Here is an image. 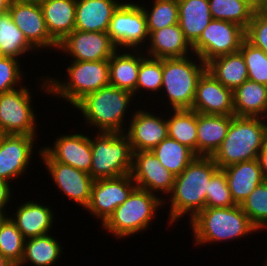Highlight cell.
Here are the masks:
<instances>
[{"label":"cell","mask_w":267,"mask_h":266,"mask_svg":"<svg viewBox=\"0 0 267 266\" xmlns=\"http://www.w3.org/2000/svg\"><path fill=\"white\" fill-rule=\"evenodd\" d=\"M39 153L41 162L51 175V179L57 189L64 194V197L75 204L86 208L91 198V188L94 179L87 172L78 170L70 165L53 160L43 149L36 151Z\"/></svg>","instance_id":"7c38bea8"},{"label":"cell","mask_w":267,"mask_h":266,"mask_svg":"<svg viewBox=\"0 0 267 266\" xmlns=\"http://www.w3.org/2000/svg\"><path fill=\"white\" fill-rule=\"evenodd\" d=\"M133 97V93L109 85L86 95L74 108L89 127L97 129L96 133H124L128 107H135Z\"/></svg>","instance_id":"7a4b0ae2"},{"label":"cell","mask_w":267,"mask_h":266,"mask_svg":"<svg viewBox=\"0 0 267 266\" xmlns=\"http://www.w3.org/2000/svg\"><path fill=\"white\" fill-rule=\"evenodd\" d=\"M13 0H0V15L7 13Z\"/></svg>","instance_id":"7dc6e473"},{"label":"cell","mask_w":267,"mask_h":266,"mask_svg":"<svg viewBox=\"0 0 267 266\" xmlns=\"http://www.w3.org/2000/svg\"><path fill=\"white\" fill-rule=\"evenodd\" d=\"M35 138L37 136L12 134L4 137L0 145L1 180L11 184L15 178L26 174L37 142Z\"/></svg>","instance_id":"ac0fdd59"},{"label":"cell","mask_w":267,"mask_h":266,"mask_svg":"<svg viewBox=\"0 0 267 266\" xmlns=\"http://www.w3.org/2000/svg\"><path fill=\"white\" fill-rule=\"evenodd\" d=\"M192 110L205 115L234 116L233 91L205 70L196 85Z\"/></svg>","instance_id":"d6986e66"},{"label":"cell","mask_w":267,"mask_h":266,"mask_svg":"<svg viewBox=\"0 0 267 266\" xmlns=\"http://www.w3.org/2000/svg\"><path fill=\"white\" fill-rule=\"evenodd\" d=\"M236 205L228 188L226 174L219 169L210 179L206 191L205 208L230 207Z\"/></svg>","instance_id":"60d3db41"},{"label":"cell","mask_w":267,"mask_h":266,"mask_svg":"<svg viewBox=\"0 0 267 266\" xmlns=\"http://www.w3.org/2000/svg\"><path fill=\"white\" fill-rule=\"evenodd\" d=\"M141 5L123 1L114 11L107 33L116 49L143 50L147 46L149 32Z\"/></svg>","instance_id":"9c48e42d"},{"label":"cell","mask_w":267,"mask_h":266,"mask_svg":"<svg viewBox=\"0 0 267 266\" xmlns=\"http://www.w3.org/2000/svg\"><path fill=\"white\" fill-rule=\"evenodd\" d=\"M136 188L131 174L94 180L90 202L85 209L103 225Z\"/></svg>","instance_id":"4fadbf2b"},{"label":"cell","mask_w":267,"mask_h":266,"mask_svg":"<svg viewBox=\"0 0 267 266\" xmlns=\"http://www.w3.org/2000/svg\"><path fill=\"white\" fill-rule=\"evenodd\" d=\"M168 136L180 144L186 145L197 155V112L192 109L167 110Z\"/></svg>","instance_id":"1f68e13d"},{"label":"cell","mask_w":267,"mask_h":266,"mask_svg":"<svg viewBox=\"0 0 267 266\" xmlns=\"http://www.w3.org/2000/svg\"><path fill=\"white\" fill-rule=\"evenodd\" d=\"M130 174L137 188L157 196L161 193L160 198L163 195L169 196L176 177L159 162L151 151L133 152Z\"/></svg>","instance_id":"9a60e30c"},{"label":"cell","mask_w":267,"mask_h":266,"mask_svg":"<svg viewBox=\"0 0 267 266\" xmlns=\"http://www.w3.org/2000/svg\"><path fill=\"white\" fill-rule=\"evenodd\" d=\"M266 138L267 119L232 116L228 133L212 158L219 169L258 159Z\"/></svg>","instance_id":"5b68a950"},{"label":"cell","mask_w":267,"mask_h":266,"mask_svg":"<svg viewBox=\"0 0 267 266\" xmlns=\"http://www.w3.org/2000/svg\"><path fill=\"white\" fill-rule=\"evenodd\" d=\"M7 134L4 132V130L0 127V145L2 143V140Z\"/></svg>","instance_id":"816d5d0a"},{"label":"cell","mask_w":267,"mask_h":266,"mask_svg":"<svg viewBox=\"0 0 267 266\" xmlns=\"http://www.w3.org/2000/svg\"><path fill=\"white\" fill-rule=\"evenodd\" d=\"M37 51L12 21L10 13L0 15V56L21 59L29 51ZM21 57V58H20Z\"/></svg>","instance_id":"836d02e7"},{"label":"cell","mask_w":267,"mask_h":266,"mask_svg":"<svg viewBox=\"0 0 267 266\" xmlns=\"http://www.w3.org/2000/svg\"><path fill=\"white\" fill-rule=\"evenodd\" d=\"M51 38L59 44L75 29L76 0L39 2Z\"/></svg>","instance_id":"d4e9b609"},{"label":"cell","mask_w":267,"mask_h":266,"mask_svg":"<svg viewBox=\"0 0 267 266\" xmlns=\"http://www.w3.org/2000/svg\"><path fill=\"white\" fill-rule=\"evenodd\" d=\"M140 109V110H139ZM136 109L128 118V127L124 132L129 139L133 152L151 151L168 137L166 116L154 114L153 111Z\"/></svg>","instance_id":"e0dca14e"},{"label":"cell","mask_w":267,"mask_h":266,"mask_svg":"<svg viewBox=\"0 0 267 266\" xmlns=\"http://www.w3.org/2000/svg\"><path fill=\"white\" fill-rule=\"evenodd\" d=\"M17 1L41 2L42 0H17Z\"/></svg>","instance_id":"f5cc1de1"},{"label":"cell","mask_w":267,"mask_h":266,"mask_svg":"<svg viewBox=\"0 0 267 266\" xmlns=\"http://www.w3.org/2000/svg\"><path fill=\"white\" fill-rule=\"evenodd\" d=\"M256 11L265 19H267V0H259Z\"/></svg>","instance_id":"bcb514c9"},{"label":"cell","mask_w":267,"mask_h":266,"mask_svg":"<svg viewBox=\"0 0 267 266\" xmlns=\"http://www.w3.org/2000/svg\"><path fill=\"white\" fill-rule=\"evenodd\" d=\"M239 51L247 66L248 80L267 86V54L246 39Z\"/></svg>","instance_id":"ab89813d"},{"label":"cell","mask_w":267,"mask_h":266,"mask_svg":"<svg viewBox=\"0 0 267 266\" xmlns=\"http://www.w3.org/2000/svg\"><path fill=\"white\" fill-rule=\"evenodd\" d=\"M26 201L16 209L14 214H9V218L22 233L23 238H35L49 234L54 225V211L50 205L41 204L31 199Z\"/></svg>","instance_id":"44dd1931"},{"label":"cell","mask_w":267,"mask_h":266,"mask_svg":"<svg viewBox=\"0 0 267 266\" xmlns=\"http://www.w3.org/2000/svg\"><path fill=\"white\" fill-rule=\"evenodd\" d=\"M245 39L267 54V19L263 18L257 11L245 30Z\"/></svg>","instance_id":"7bdbcfd3"},{"label":"cell","mask_w":267,"mask_h":266,"mask_svg":"<svg viewBox=\"0 0 267 266\" xmlns=\"http://www.w3.org/2000/svg\"><path fill=\"white\" fill-rule=\"evenodd\" d=\"M0 266H15L0 252Z\"/></svg>","instance_id":"c3c4849f"},{"label":"cell","mask_w":267,"mask_h":266,"mask_svg":"<svg viewBox=\"0 0 267 266\" xmlns=\"http://www.w3.org/2000/svg\"><path fill=\"white\" fill-rule=\"evenodd\" d=\"M10 187L9 184L0 179V212H6L8 204L11 205L10 198H12L13 191Z\"/></svg>","instance_id":"ee69618b"},{"label":"cell","mask_w":267,"mask_h":266,"mask_svg":"<svg viewBox=\"0 0 267 266\" xmlns=\"http://www.w3.org/2000/svg\"><path fill=\"white\" fill-rule=\"evenodd\" d=\"M8 12L12 21L37 51L58 50V44L51 38L47 29L39 2L13 0Z\"/></svg>","instance_id":"5bb4252c"},{"label":"cell","mask_w":267,"mask_h":266,"mask_svg":"<svg viewBox=\"0 0 267 266\" xmlns=\"http://www.w3.org/2000/svg\"><path fill=\"white\" fill-rule=\"evenodd\" d=\"M251 224L258 230L267 229V179L259 184L240 205Z\"/></svg>","instance_id":"74e56055"},{"label":"cell","mask_w":267,"mask_h":266,"mask_svg":"<svg viewBox=\"0 0 267 266\" xmlns=\"http://www.w3.org/2000/svg\"><path fill=\"white\" fill-rule=\"evenodd\" d=\"M218 170L219 167L212 157L198 156L180 175L175 177L172 191L169 194L170 198L165 197V201H163V205L170 203V207H168L170 208L169 224L178 223L177 221H181L185 215H189L188 220H191L197 213L205 209L209 181Z\"/></svg>","instance_id":"6da1fadb"},{"label":"cell","mask_w":267,"mask_h":266,"mask_svg":"<svg viewBox=\"0 0 267 266\" xmlns=\"http://www.w3.org/2000/svg\"><path fill=\"white\" fill-rule=\"evenodd\" d=\"M244 40V28L229 21L212 19L192 45V50L207 64L214 58L239 51Z\"/></svg>","instance_id":"8fae6325"},{"label":"cell","mask_w":267,"mask_h":266,"mask_svg":"<svg viewBox=\"0 0 267 266\" xmlns=\"http://www.w3.org/2000/svg\"><path fill=\"white\" fill-rule=\"evenodd\" d=\"M20 64L19 59L0 56V94L24 86Z\"/></svg>","instance_id":"b9f144b4"},{"label":"cell","mask_w":267,"mask_h":266,"mask_svg":"<svg viewBox=\"0 0 267 266\" xmlns=\"http://www.w3.org/2000/svg\"><path fill=\"white\" fill-rule=\"evenodd\" d=\"M25 239L16 225L8 218L0 229V252L15 266L22 261Z\"/></svg>","instance_id":"f35d334b"},{"label":"cell","mask_w":267,"mask_h":266,"mask_svg":"<svg viewBox=\"0 0 267 266\" xmlns=\"http://www.w3.org/2000/svg\"><path fill=\"white\" fill-rule=\"evenodd\" d=\"M206 70L232 91L248 80L247 66L240 51L212 59L206 64Z\"/></svg>","instance_id":"f546056e"},{"label":"cell","mask_w":267,"mask_h":266,"mask_svg":"<svg viewBox=\"0 0 267 266\" xmlns=\"http://www.w3.org/2000/svg\"><path fill=\"white\" fill-rule=\"evenodd\" d=\"M265 258L266 259H265L264 263L262 264L263 266H267V256Z\"/></svg>","instance_id":"db71d44e"},{"label":"cell","mask_w":267,"mask_h":266,"mask_svg":"<svg viewBox=\"0 0 267 266\" xmlns=\"http://www.w3.org/2000/svg\"><path fill=\"white\" fill-rule=\"evenodd\" d=\"M116 50L107 32L74 29L58 44L57 51L70 55L74 61H97L109 59Z\"/></svg>","instance_id":"2e32d148"},{"label":"cell","mask_w":267,"mask_h":266,"mask_svg":"<svg viewBox=\"0 0 267 266\" xmlns=\"http://www.w3.org/2000/svg\"><path fill=\"white\" fill-rule=\"evenodd\" d=\"M67 67V78L42 75L40 90L43 94L62 98L74 107L86 95L109 86V59L97 61H74ZM45 78V79H44Z\"/></svg>","instance_id":"3957f363"},{"label":"cell","mask_w":267,"mask_h":266,"mask_svg":"<svg viewBox=\"0 0 267 266\" xmlns=\"http://www.w3.org/2000/svg\"><path fill=\"white\" fill-rule=\"evenodd\" d=\"M205 70L206 64L195 54L182 58H162L161 93L167 96V110L168 107L172 110L192 109L196 85Z\"/></svg>","instance_id":"52a82bcc"},{"label":"cell","mask_w":267,"mask_h":266,"mask_svg":"<svg viewBox=\"0 0 267 266\" xmlns=\"http://www.w3.org/2000/svg\"><path fill=\"white\" fill-rule=\"evenodd\" d=\"M53 146L42 149L55 161L70 165L90 174L92 165L91 136L85 134H61L55 138ZM51 146V147H50Z\"/></svg>","instance_id":"ffe728a7"},{"label":"cell","mask_w":267,"mask_h":266,"mask_svg":"<svg viewBox=\"0 0 267 266\" xmlns=\"http://www.w3.org/2000/svg\"><path fill=\"white\" fill-rule=\"evenodd\" d=\"M212 19L229 21L247 29L255 9L241 0H208Z\"/></svg>","instance_id":"e575fe53"},{"label":"cell","mask_w":267,"mask_h":266,"mask_svg":"<svg viewBox=\"0 0 267 266\" xmlns=\"http://www.w3.org/2000/svg\"><path fill=\"white\" fill-rule=\"evenodd\" d=\"M241 1L248 2L255 10L257 9L259 3V0H241Z\"/></svg>","instance_id":"f907efd6"},{"label":"cell","mask_w":267,"mask_h":266,"mask_svg":"<svg viewBox=\"0 0 267 266\" xmlns=\"http://www.w3.org/2000/svg\"><path fill=\"white\" fill-rule=\"evenodd\" d=\"M141 50V63L138 72V80L135 89L136 94H143V90L146 92H154L153 94L159 95L162 88V59L152 58L145 56ZM142 90V91H141ZM140 92V93H139Z\"/></svg>","instance_id":"8d00e7d4"},{"label":"cell","mask_w":267,"mask_h":266,"mask_svg":"<svg viewBox=\"0 0 267 266\" xmlns=\"http://www.w3.org/2000/svg\"><path fill=\"white\" fill-rule=\"evenodd\" d=\"M258 161L262 169L263 176L267 179V138L263 149L259 152Z\"/></svg>","instance_id":"f6af8a7d"},{"label":"cell","mask_w":267,"mask_h":266,"mask_svg":"<svg viewBox=\"0 0 267 266\" xmlns=\"http://www.w3.org/2000/svg\"><path fill=\"white\" fill-rule=\"evenodd\" d=\"M120 1L76 0L75 30L107 32L114 11L123 2Z\"/></svg>","instance_id":"603a6c76"},{"label":"cell","mask_w":267,"mask_h":266,"mask_svg":"<svg viewBox=\"0 0 267 266\" xmlns=\"http://www.w3.org/2000/svg\"><path fill=\"white\" fill-rule=\"evenodd\" d=\"M178 24L192 46L212 20L208 0H177Z\"/></svg>","instance_id":"83f0119b"},{"label":"cell","mask_w":267,"mask_h":266,"mask_svg":"<svg viewBox=\"0 0 267 266\" xmlns=\"http://www.w3.org/2000/svg\"><path fill=\"white\" fill-rule=\"evenodd\" d=\"M151 152L175 176L180 175L198 157L193 150L169 136L153 148Z\"/></svg>","instance_id":"d6a6232c"},{"label":"cell","mask_w":267,"mask_h":266,"mask_svg":"<svg viewBox=\"0 0 267 266\" xmlns=\"http://www.w3.org/2000/svg\"><path fill=\"white\" fill-rule=\"evenodd\" d=\"M50 234L26 239L23 258L18 266L27 263L33 266H55V263L59 262V257L61 258L63 247L57 238Z\"/></svg>","instance_id":"4dcf8cb0"},{"label":"cell","mask_w":267,"mask_h":266,"mask_svg":"<svg viewBox=\"0 0 267 266\" xmlns=\"http://www.w3.org/2000/svg\"><path fill=\"white\" fill-rule=\"evenodd\" d=\"M31 95L26 86L0 94V127L6 134L37 136L38 117Z\"/></svg>","instance_id":"30bf717a"},{"label":"cell","mask_w":267,"mask_h":266,"mask_svg":"<svg viewBox=\"0 0 267 266\" xmlns=\"http://www.w3.org/2000/svg\"><path fill=\"white\" fill-rule=\"evenodd\" d=\"M153 6H141L147 19L149 35L155 31L178 24V1L177 0H152Z\"/></svg>","instance_id":"d590c367"},{"label":"cell","mask_w":267,"mask_h":266,"mask_svg":"<svg viewBox=\"0 0 267 266\" xmlns=\"http://www.w3.org/2000/svg\"><path fill=\"white\" fill-rule=\"evenodd\" d=\"M232 116L197 113V156L212 157L225 139Z\"/></svg>","instance_id":"484cf974"},{"label":"cell","mask_w":267,"mask_h":266,"mask_svg":"<svg viewBox=\"0 0 267 266\" xmlns=\"http://www.w3.org/2000/svg\"><path fill=\"white\" fill-rule=\"evenodd\" d=\"M189 222L195 246L234 241L259 232L240 205L205 208Z\"/></svg>","instance_id":"277c9868"},{"label":"cell","mask_w":267,"mask_h":266,"mask_svg":"<svg viewBox=\"0 0 267 266\" xmlns=\"http://www.w3.org/2000/svg\"><path fill=\"white\" fill-rule=\"evenodd\" d=\"M119 52V53H118ZM124 52V53H123ZM141 63V50L117 49L109 58V83L111 86L134 94Z\"/></svg>","instance_id":"4316f807"},{"label":"cell","mask_w":267,"mask_h":266,"mask_svg":"<svg viewBox=\"0 0 267 266\" xmlns=\"http://www.w3.org/2000/svg\"><path fill=\"white\" fill-rule=\"evenodd\" d=\"M222 170L226 174L228 188L236 205H241L250 193L266 180L258 159L236 163Z\"/></svg>","instance_id":"cb8c5ba5"},{"label":"cell","mask_w":267,"mask_h":266,"mask_svg":"<svg viewBox=\"0 0 267 266\" xmlns=\"http://www.w3.org/2000/svg\"><path fill=\"white\" fill-rule=\"evenodd\" d=\"M234 116L267 118V86L246 80L233 91Z\"/></svg>","instance_id":"f1b7e54d"},{"label":"cell","mask_w":267,"mask_h":266,"mask_svg":"<svg viewBox=\"0 0 267 266\" xmlns=\"http://www.w3.org/2000/svg\"><path fill=\"white\" fill-rule=\"evenodd\" d=\"M147 42L144 54L152 58H182L194 54L179 24L153 31Z\"/></svg>","instance_id":"7402d4cb"},{"label":"cell","mask_w":267,"mask_h":266,"mask_svg":"<svg viewBox=\"0 0 267 266\" xmlns=\"http://www.w3.org/2000/svg\"><path fill=\"white\" fill-rule=\"evenodd\" d=\"M163 201V197L136 188L101 226L120 240L145 232L164 206Z\"/></svg>","instance_id":"8992f818"},{"label":"cell","mask_w":267,"mask_h":266,"mask_svg":"<svg viewBox=\"0 0 267 266\" xmlns=\"http://www.w3.org/2000/svg\"><path fill=\"white\" fill-rule=\"evenodd\" d=\"M7 212H0V229L3 223L9 218V215H7Z\"/></svg>","instance_id":"681fc988"},{"label":"cell","mask_w":267,"mask_h":266,"mask_svg":"<svg viewBox=\"0 0 267 266\" xmlns=\"http://www.w3.org/2000/svg\"><path fill=\"white\" fill-rule=\"evenodd\" d=\"M95 135L91 136V177L97 180L130 174L133 151L128 136L125 133L106 132Z\"/></svg>","instance_id":"ba28073f"}]
</instances>
